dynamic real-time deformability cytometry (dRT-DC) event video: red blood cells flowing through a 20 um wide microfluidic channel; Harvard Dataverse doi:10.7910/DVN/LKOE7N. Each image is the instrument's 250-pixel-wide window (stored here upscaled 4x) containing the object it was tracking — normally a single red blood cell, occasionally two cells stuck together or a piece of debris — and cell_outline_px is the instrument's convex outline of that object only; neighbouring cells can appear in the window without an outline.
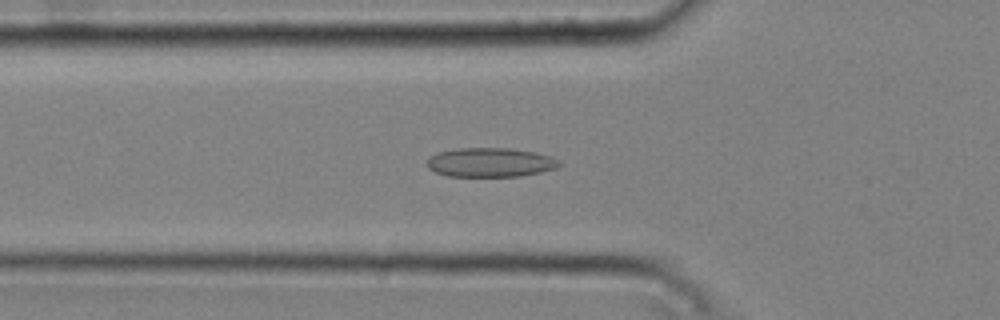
{"species": "common noctule bat (a hibernating species)", "species_latin": "Nyctalus noctula", "temperature_condition": "cold", "stored_images_in_passage": 51, "camera_frame_rate_fps": 3000, "um_per_image_px": 0.085, "animal": {"sex": "male", "body_mass_g": 20.4}, "frame": {"image": 1, "passage_image": 18, "time_ms": 5.667, "image_size_px": [1000, 320], "cell_outline_px": [[564, 164], [556, 168], [540, 172], [520, 176], [448, 176], [436, 172], [428, 168], [424, 164], [436, 152], [460, 148], [512, 148], [536, 152], [552, 156], [560, 160]], "centroid_in_image_um": [41.71, 13.79], "position_along_channel_um": 84.1, "area_um2": 22.72}}
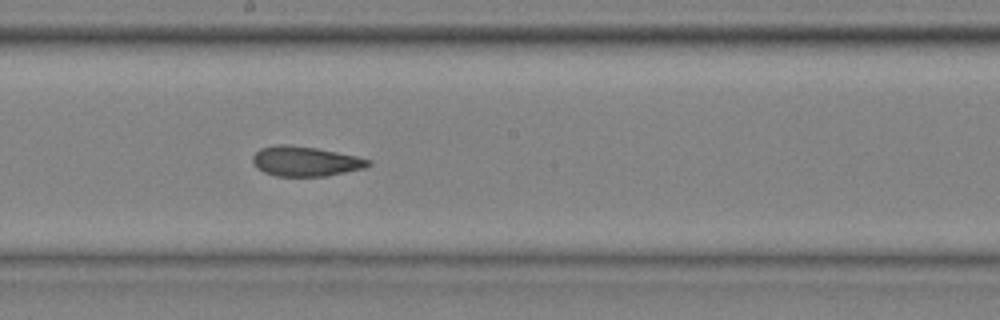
{"frame": {"image": 2, "passage_image": 29, "time_ms": 9.333, "image_size_px": [1000, 320], "cell_outline_px": [[372, 164], [364, 168], [324, 176], [276, 176], [264, 172], [256, 168], [252, 160], [252, 156], [260, 148], [276, 144], [288, 144], [316, 148], [356, 156], [372, 160]], "centroid_in_image_um": [25.93, 13.7], "position_along_channel_um": 222.3, "area_um2": 20.11}}
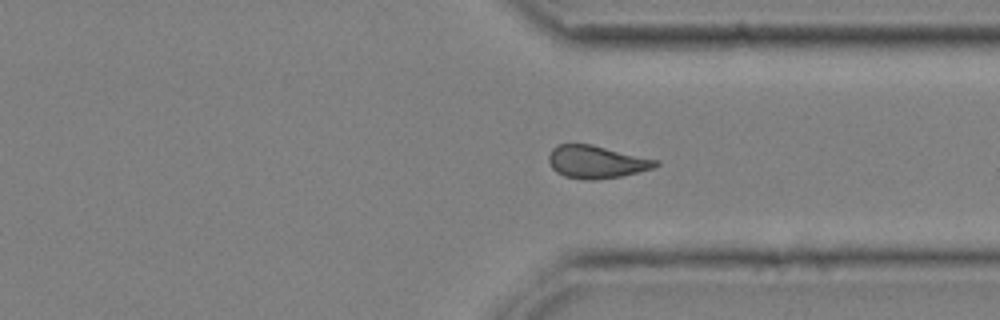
{"frame": {"image": 3, "passage_image": 40, "time_ms": 13.0, "image_size_px": [1000, 320], "cell_outline_px": [[660, 164], [652, 168], [620, 176], [596, 180], [584, 180], [564, 176], [556, 172], [552, 168], [548, 160], [548, 156], [552, 148], [560, 144], [592, 144], [660, 160]], "centroid_in_image_um": [50.69, 13.76], "position_along_channel_um": 360.7, "area_um2": 20.46}, "authors_computed_cell_mechanics": {"area_um2": 20.4612, "velocity_mm_per_s": 3.7552, "shape_relaxation_time_tau1_ms": null, "shape_relaxation_time_tau2_ms": 2.9059, "deformation_change_tau1": null, "deformation_change_tau2": 0.1068}}